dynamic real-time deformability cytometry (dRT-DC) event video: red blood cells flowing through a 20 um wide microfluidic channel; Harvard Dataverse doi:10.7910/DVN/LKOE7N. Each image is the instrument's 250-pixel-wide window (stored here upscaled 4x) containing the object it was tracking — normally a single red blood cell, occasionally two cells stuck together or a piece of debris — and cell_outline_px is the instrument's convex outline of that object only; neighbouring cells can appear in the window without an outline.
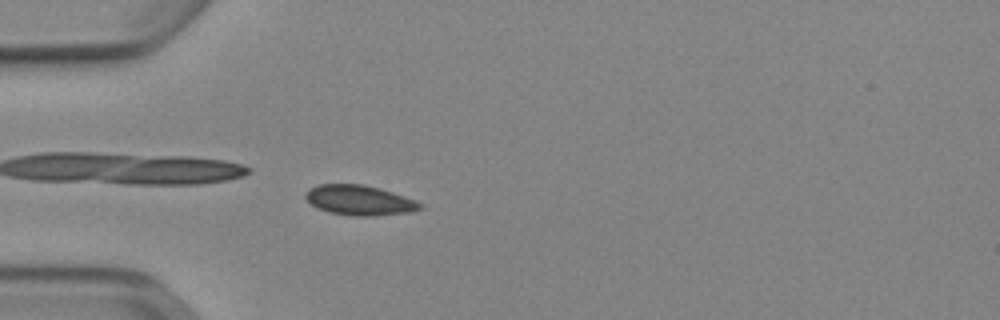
{"species": "Egyptian fruit bat (a non-hibernating species)", "species_latin": "Rousettus aegyptiacus", "temperature_condition": "cold", "stored_images_in_passage": 51, "camera_frame_rate_fps": 3000, "um_per_image_px": 0.085, "animal": {"sex": "female"}, "frame": {"image": 1, "passage_image": 15, "time_ms": 4.667, "image_size_px": [1000, 320], "cell_outline_px": [[424, 208], [408, 212], [372, 216], [356, 216], [328, 212], [312, 204], [304, 196], [304, 192], [308, 188], [316, 184], [364, 184], [380, 188], [416, 200], [424, 204]], "centroid_in_image_um": [30.56, 17.0], "position_along_channel_um": 54.4, "area_um2": 20.11}}
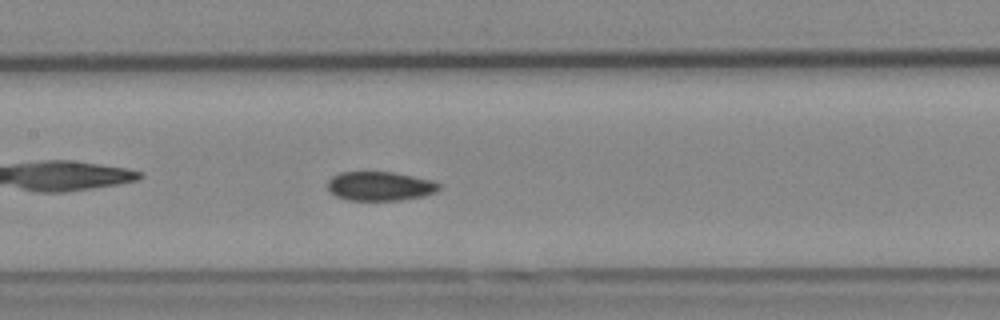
{"frame": {"image": 2, "passage_image": 25, "time_ms": 8.0, "image_size_px": [1000, 320], "cell_outline_px": [[440, 188], [436, 192], [424, 196], [400, 200], [348, 200], [336, 196], [328, 192], [328, 180], [332, 176], [340, 172], [396, 172], [432, 180], [440, 184]], "centroid_in_image_um": [32.29, 15.82], "position_along_channel_um": 175.1, "area_um2": 19.07}}
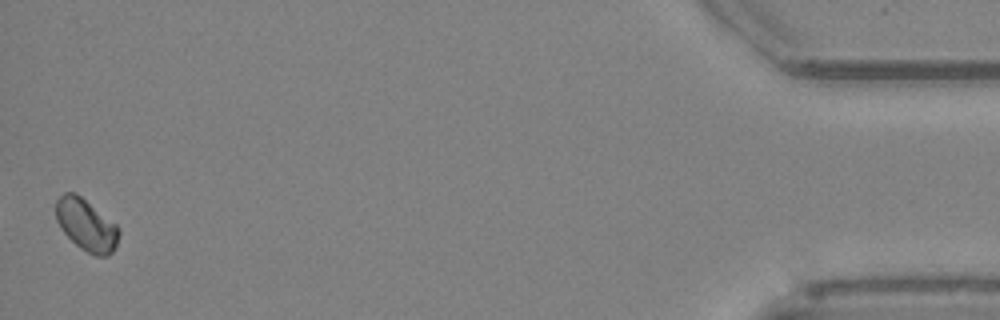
{"frame": {"image": 3, "passage_image": 51, "time_ms": 16.667, "image_size_px": [1000, 320], "cell_outline_px": [[120, 232], [116, 244], [112, 252], [108, 256], [96, 256], [80, 248], [60, 228], [56, 220], [56, 200], [64, 192], [76, 192], [116, 224], [120, 228]], "centroid_in_image_um": [7.33, 19.1], "position_along_channel_um": 427.9, "area_um2": 18.96}}